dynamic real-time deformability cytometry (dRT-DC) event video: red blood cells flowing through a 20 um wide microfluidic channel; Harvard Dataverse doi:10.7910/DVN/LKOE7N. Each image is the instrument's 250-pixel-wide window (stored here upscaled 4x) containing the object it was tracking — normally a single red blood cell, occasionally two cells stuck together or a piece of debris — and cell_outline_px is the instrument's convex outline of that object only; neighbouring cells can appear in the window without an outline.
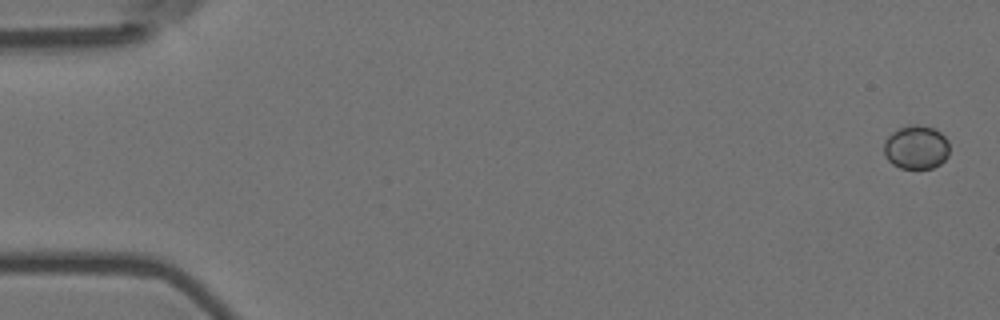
{"species": "Egyptian fruit bat (a non-hibernating species)", "species_latin": "Rousettus aegyptiacus", "temperature_condition": "room temperature", "stored_images_in_passage": 6, "camera_frame_rate_fps": 3000, "um_per_image_px": 0.085, "animal": {"sex": "female"}, "frame": {"image": 1, "passage_image": 1, "time_ms": 0.0, "image_size_px": [1000, 320], "cell_outline_px": [[948, 156], [940, 164], [932, 168], [900, 168], [892, 164], [884, 156], [884, 140], [892, 132], [908, 124], [916, 124], [932, 128], [940, 132], [948, 140]], "centroid_in_image_um": [77.86, 12.52], "position_along_channel_um": 7.1, "area_um2": 16.76}}
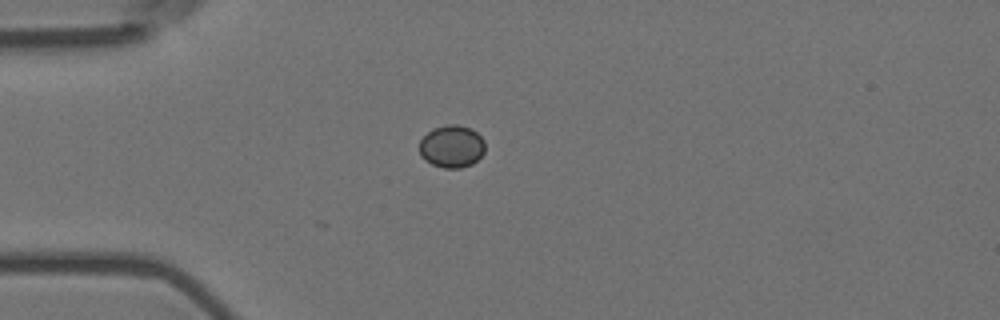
{"frame": {"image": 2, "passage_image": 5, "time_ms": 1.333, "image_size_px": [1000, 320], "cell_outline_px": [[484, 152], [472, 164], [460, 168], [444, 168], [432, 164], [424, 160], [420, 156], [420, 140], [432, 128], [448, 124], [456, 124], [472, 128], [484, 140]], "centroid_in_image_um": [38.39, 12.44], "position_along_channel_um": 46.6, "area_um2": 16.3}}